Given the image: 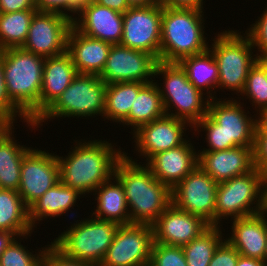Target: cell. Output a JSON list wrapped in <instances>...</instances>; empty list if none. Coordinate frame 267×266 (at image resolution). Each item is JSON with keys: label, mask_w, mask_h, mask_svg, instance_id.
Wrapping results in <instances>:
<instances>
[{"label": "cell", "mask_w": 267, "mask_h": 266, "mask_svg": "<svg viewBox=\"0 0 267 266\" xmlns=\"http://www.w3.org/2000/svg\"><path fill=\"white\" fill-rule=\"evenodd\" d=\"M74 140L68 156L57 155L60 181L78 190L83 196L94 192L102 183L114 176L117 162L124 151L105 140ZM115 147V148H114Z\"/></svg>", "instance_id": "cell-1"}, {"label": "cell", "mask_w": 267, "mask_h": 266, "mask_svg": "<svg viewBox=\"0 0 267 266\" xmlns=\"http://www.w3.org/2000/svg\"><path fill=\"white\" fill-rule=\"evenodd\" d=\"M127 155L124 151L115 166L114 176L124 188L130 224L151 226L172 204V189L156 179L145 164Z\"/></svg>", "instance_id": "cell-2"}, {"label": "cell", "mask_w": 267, "mask_h": 266, "mask_svg": "<svg viewBox=\"0 0 267 266\" xmlns=\"http://www.w3.org/2000/svg\"><path fill=\"white\" fill-rule=\"evenodd\" d=\"M232 99V100H231ZM218 100V101H217ZM235 98L209 100L207 114L192 128L205 131L209 148L199 151H221L238 146H254L257 115L249 116ZM253 117V118H252ZM255 118V119H254Z\"/></svg>", "instance_id": "cell-3"}, {"label": "cell", "mask_w": 267, "mask_h": 266, "mask_svg": "<svg viewBox=\"0 0 267 266\" xmlns=\"http://www.w3.org/2000/svg\"><path fill=\"white\" fill-rule=\"evenodd\" d=\"M3 74L9 100L27 117H40V93L45 58L13 47L1 50Z\"/></svg>", "instance_id": "cell-4"}, {"label": "cell", "mask_w": 267, "mask_h": 266, "mask_svg": "<svg viewBox=\"0 0 267 266\" xmlns=\"http://www.w3.org/2000/svg\"><path fill=\"white\" fill-rule=\"evenodd\" d=\"M203 11L163 7L160 61L179 63L182 59L203 53L209 48L207 37L204 36Z\"/></svg>", "instance_id": "cell-5"}, {"label": "cell", "mask_w": 267, "mask_h": 266, "mask_svg": "<svg viewBox=\"0 0 267 266\" xmlns=\"http://www.w3.org/2000/svg\"><path fill=\"white\" fill-rule=\"evenodd\" d=\"M75 222L50 244L67 258L99 266L120 225L94 216Z\"/></svg>", "instance_id": "cell-6"}, {"label": "cell", "mask_w": 267, "mask_h": 266, "mask_svg": "<svg viewBox=\"0 0 267 266\" xmlns=\"http://www.w3.org/2000/svg\"><path fill=\"white\" fill-rule=\"evenodd\" d=\"M155 76L164 81L157 85L167 116L183 119L193 127L207 114L210 98L188 80L179 63L158 61Z\"/></svg>", "instance_id": "cell-7"}, {"label": "cell", "mask_w": 267, "mask_h": 266, "mask_svg": "<svg viewBox=\"0 0 267 266\" xmlns=\"http://www.w3.org/2000/svg\"><path fill=\"white\" fill-rule=\"evenodd\" d=\"M106 84L99 75L77 74L71 84L57 100L34 122L28 121L27 127L40 128L48 119L61 117H103L105 109Z\"/></svg>", "instance_id": "cell-8"}, {"label": "cell", "mask_w": 267, "mask_h": 266, "mask_svg": "<svg viewBox=\"0 0 267 266\" xmlns=\"http://www.w3.org/2000/svg\"><path fill=\"white\" fill-rule=\"evenodd\" d=\"M227 30L218 32L208 49L219 70L217 90L229 89L238 95L243 91L250 69L257 62V54H253L254 47L245 33L243 36L237 30Z\"/></svg>", "instance_id": "cell-9"}, {"label": "cell", "mask_w": 267, "mask_h": 266, "mask_svg": "<svg viewBox=\"0 0 267 266\" xmlns=\"http://www.w3.org/2000/svg\"><path fill=\"white\" fill-rule=\"evenodd\" d=\"M263 211L264 174L256 167L246 174L218 183L214 212L215 226H219L222 219L230 217V220H233Z\"/></svg>", "instance_id": "cell-10"}, {"label": "cell", "mask_w": 267, "mask_h": 266, "mask_svg": "<svg viewBox=\"0 0 267 266\" xmlns=\"http://www.w3.org/2000/svg\"><path fill=\"white\" fill-rule=\"evenodd\" d=\"M160 3L130 7L123 13L121 45L150 53L160 61L161 18Z\"/></svg>", "instance_id": "cell-11"}, {"label": "cell", "mask_w": 267, "mask_h": 266, "mask_svg": "<svg viewBox=\"0 0 267 266\" xmlns=\"http://www.w3.org/2000/svg\"><path fill=\"white\" fill-rule=\"evenodd\" d=\"M152 245V226L120 225L99 266H148Z\"/></svg>", "instance_id": "cell-12"}, {"label": "cell", "mask_w": 267, "mask_h": 266, "mask_svg": "<svg viewBox=\"0 0 267 266\" xmlns=\"http://www.w3.org/2000/svg\"><path fill=\"white\" fill-rule=\"evenodd\" d=\"M71 27L72 19L63 14L37 11L22 48L44 58L61 55Z\"/></svg>", "instance_id": "cell-13"}, {"label": "cell", "mask_w": 267, "mask_h": 266, "mask_svg": "<svg viewBox=\"0 0 267 266\" xmlns=\"http://www.w3.org/2000/svg\"><path fill=\"white\" fill-rule=\"evenodd\" d=\"M158 59L121 44L111 46L105 67L99 77L105 84L118 82H154ZM149 78V79H148Z\"/></svg>", "instance_id": "cell-14"}, {"label": "cell", "mask_w": 267, "mask_h": 266, "mask_svg": "<svg viewBox=\"0 0 267 266\" xmlns=\"http://www.w3.org/2000/svg\"><path fill=\"white\" fill-rule=\"evenodd\" d=\"M218 183L197 166L172 188V203L185 212L202 217L214 225Z\"/></svg>", "instance_id": "cell-15"}, {"label": "cell", "mask_w": 267, "mask_h": 266, "mask_svg": "<svg viewBox=\"0 0 267 266\" xmlns=\"http://www.w3.org/2000/svg\"><path fill=\"white\" fill-rule=\"evenodd\" d=\"M59 181L57 154L32 148L23 157L18 193L28 208Z\"/></svg>", "instance_id": "cell-16"}, {"label": "cell", "mask_w": 267, "mask_h": 266, "mask_svg": "<svg viewBox=\"0 0 267 266\" xmlns=\"http://www.w3.org/2000/svg\"><path fill=\"white\" fill-rule=\"evenodd\" d=\"M187 127L193 129L187 121L167 115L144 124L132 133L135 151L147 162L153 155L183 144Z\"/></svg>", "instance_id": "cell-17"}, {"label": "cell", "mask_w": 267, "mask_h": 266, "mask_svg": "<svg viewBox=\"0 0 267 266\" xmlns=\"http://www.w3.org/2000/svg\"><path fill=\"white\" fill-rule=\"evenodd\" d=\"M151 226L153 243L183 247L210 225L202 217L185 212L172 203Z\"/></svg>", "instance_id": "cell-18"}, {"label": "cell", "mask_w": 267, "mask_h": 266, "mask_svg": "<svg viewBox=\"0 0 267 266\" xmlns=\"http://www.w3.org/2000/svg\"><path fill=\"white\" fill-rule=\"evenodd\" d=\"M77 15L72 20V26L82 34L112 45L121 43L123 13L93 0L81 7Z\"/></svg>", "instance_id": "cell-19"}, {"label": "cell", "mask_w": 267, "mask_h": 266, "mask_svg": "<svg viewBox=\"0 0 267 266\" xmlns=\"http://www.w3.org/2000/svg\"><path fill=\"white\" fill-rule=\"evenodd\" d=\"M254 146H238L221 151H198V166L220 183L252 171Z\"/></svg>", "instance_id": "cell-20"}, {"label": "cell", "mask_w": 267, "mask_h": 266, "mask_svg": "<svg viewBox=\"0 0 267 266\" xmlns=\"http://www.w3.org/2000/svg\"><path fill=\"white\" fill-rule=\"evenodd\" d=\"M190 139L178 147L153 155L146 166L161 183L171 189L198 166V152Z\"/></svg>", "instance_id": "cell-21"}, {"label": "cell", "mask_w": 267, "mask_h": 266, "mask_svg": "<svg viewBox=\"0 0 267 266\" xmlns=\"http://www.w3.org/2000/svg\"><path fill=\"white\" fill-rule=\"evenodd\" d=\"M267 212L231 220V234L226 240L240 255L264 260L267 244ZM231 236V237H230Z\"/></svg>", "instance_id": "cell-22"}, {"label": "cell", "mask_w": 267, "mask_h": 266, "mask_svg": "<svg viewBox=\"0 0 267 266\" xmlns=\"http://www.w3.org/2000/svg\"><path fill=\"white\" fill-rule=\"evenodd\" d=\"M111 46V43L90 38L72 26L67 38L66 52L77 73L100 75Z\"/></svg>", "instance_id": "cell-23"}, {"label": "cell", "mask_w": 267, "mask_h": 266, "mask_svg": "<svg viewBox=\"0 0 267 266\" xmlns=\"http://www.w3.org/2000/svg\"><path fill=\"white\" fill-rule=\"evenodd\" d=\"M77 74L67 52L45 58L40 93V116L57 100Z\"/></svg>", "instance_id": "cell-24"}, {"label": "cell", "mask_w": 267, "mask_h": 266, "mask_svg": "<svg viewBox=\"0 0 267 266\" xmlns=\"http://www.w3.org/2000/svg\"><path fill=\"white\" fill-rule=\"evenodd\" d=\"M81 196L78 190L64 185L61 181L56 183L29 207V222L33 229L43 218L60 217L68 214V211L74 216L75 213L71 209H74L73 206L76 205L77 199L80 201Z\"/></svg>", "instance_id": "cell-25"}, {"label": "cell", "mask_w": 267, "mask_h": 266, "mask_svg": "<svg viewBox=\"0 0 267 266\" xmlns=\"http://www.w3.org/2000/svg\"><path fill=\"white\" fill-rule=\"evenodd\" d=\"M14 128L8 125L0 133V188L18 191L22 160L32 148L14 139Z\"/></svg>", "instance_id": "cell-26"}, {"label": "cell", "mask_w": 267, "mask_h": 266, "mask_svg": "<svg viewBox=\"0 0 267 266\" xmlns=\"http://www.w3.org/2000/svg\"><path fill=\"white\" fill-rule=\"evenodd\" d=\"M114 180V181H113ZM113 181V182H112ZM97 195V205L92 216L115 222L119 225L130 224L129 210L126 202L124 188L115 177L102 183L93 193Z\"/></svg>", "instance_id": "cell-27"}, {"label": "cell", "mask_w": 267, "mask_h": 266, "mask_svg": "<svg viewBox=\"0 0 267 266\" xmlns=\"http://www.w3.org/2000/svg\"><path fill=\"white\" fill-rule=\"evenodd\" d=\"M0 230L13 232L25 239L34 232L29 222V208L18 191L0 188Z\"/></svg>", "instance_id": "cell-28"}, {"label": "cell", "mask_w": 267, "mask_h": 266, "mask_svg": "<svg viewBox=\"0 0 267 266\" xmlns=\"http://www.w3.org/2000/svg\"><path fill=\"white\" fill-rule=\"evenodd\" d=\"M156 82L147 83L138 93L131 106L129 115L121 122L122 125L131 127L134 132L140 126L150 123L153 120L164 117L165 109Z\"/></svg>", "instance_id": "cell-29"}, {"label": "cell", "mask_w": 267, "mask_h": 266, "mask_svg": "<svg viewBox=\"0 0 267 266\" xmlns=\"http://www.w3.org/2000/svg\"><path fill=\"white\" fill-rule=\"evenodd\" d=\"M179 64L185 70L188 80L197 89L202 92L206 91L205 94L210 99L217 98L212 93L218 87L219 70L215 58L209 49L203 53L186 57Z\"/></svg>", "instance_id": "cell-30"}, {"label": "cell", "mask_w": 267, "mask_h": 266, "mask_svg": "<svg viewBox=\"0 0 267 266\" xmlns=\"http://www.w3.org/2000/svg\"><path fill=\"white\" fill-rule=\"evenodd\" d=\"M147 83L118 82L106 85L104 119L113 123L121 122L129 115L139 91Z\"/></svg>", "instance_id": "cell-31"}, {"label": "cell", "mask_w": 267, "mask_h": 266, "mask_svg": "<svg viewBox=\"0 0 267 266\" xmlns=\"http://www.w3.org/2000/svg\"><path fill=\"white\" fill-rule=\"evenodd\" d=\"M37 11L0 13V51L23 46L28 36L31 20Z\"/></svg>", "instance_id": "cell-32"}, {"label": "cell", "mask_w": 267, "mask_h": 266, "mask_svg": "<svg viewBox=\"0 0 267 266\" xmlns=\"http://www.w3.org/2000/svg\"><path fill=\"white\" fill-rule=\"evenodd\" d=\"M222 225H210L197 238L183 246L188 266H208L213 254L224 240Z\"/></svg>", "instance_id": "cell-33"}, {"label": "cell", "mask_w": 267, "mask_h": 266, "mask_svg": "<svg viewBox=\"0 0 267 266\" xmlns=\"http://www.w3.org/2000/svg\"><path fill=\"white\" fill-rule=\"evenodd\" d=\"M240 95H244L255 106L256 113L267 110V75L264 69L256 62L249 74Z\"/></svg>", "instance_id": "cell-34"}, {"label": "cell", "mask_w": 267, "mask_h": 266, "mask_svg": "<svg viewBox=\"0 0 267 266\" xmlns=\"http://www.w3.org/2000/svg\"><path fill=\"white\" fill-rule=\"evenodd\" d=\"M18 241L16 238L4 250L0 257V266H41L42 256L49 245L43 246L42 250L38 249L34 254Z\"/></svg>", "instance_id": "cell-35"}, {"label": "cell", "mask_w": 267, "mask_h": 266, "mask_svg": "<svg viewBox=\"0 0 267 266\" xmlns=\"http://www.w3.org/2000/svg\"><path fill=\"white\" fill-rule=\"evenodd\" d=\"M148 266H188L183 247L153 243Z\"/></svg>", "instance_id": "cell-36"}, {"label": "cell", "mask_w": 267, "mask_h": 266, "mask_svg": "<svg viewBox=\"0 0 267 266\" xmlns=\"http://www.w3.org/2000/svg\"><path fill=\"white\" fill-rule=\"evenodd\" d=\"M28 122L27 117L9 100L3 74V54L0 51V117L9 125H14L16 117Z\"/></svg>", "instance_id": "cell-37"}, {"label": "cell", "mask_w": 267, "mask_h": 266, "mask_svg": "<svg viewBox=\"0 0 267 266\" xmlns=\"http://www.w3.org/2000/svg\"><path fill=\"white\" fill-rule=\"evenodd\" d=\"M265 10V11H264ZM263 10L261 17L258 21L252 23L245 34L250 38L254 48H257V56L267 55V7ZM260 52V53H259Z\"/></svg>", "instance_id": "cell-38"}, {"label": "cell", "mask_w": 267, "mask_h": 266, "mask_svg": "<svg viewBox=\"0 0 267 266\" xmlns=\"http://www.w3.org/2000/svg\"><path fill=\"white\" fill-rule=\"evenodd\" d=\"M35 4L38 11L60 13L72 20L74 19L73 16L76 17L78 13L73 0H35Z\"/></svg>", "instance_id": "cell-39"}, {"label": "cell", "mask_w": 267, "mask_h": 266, "mask_svg": "<svg viewBox=\"0 0 267 266\" xmlns=\"http://www.w3.org/2000/svg\"><path fill=\"white\" fill-rule=\"evenodd\" d=\"M240 254L224 239L215 250L208 266H236Z\"/></svg>", "instance_id": "cell-40"}, {"label": "cell", "mask_w": 267, "mask_h": 266, "mask_svg": "<svg viewBox=\"0 0 267 266\" xmlns=\"http://www.w3.org/2000/svg\"><path fill=\"white\" fill-rule=\"evenodd\" d=\"M253 155L254 166L267 174V131H255Z\"/></svg>", "instance_id": "cell-41"}, {"label": "cell", "mask_w": 267, "mask_h": 266, "mask_svg": "<svg viewBox=\"0 0 267 266\" xmlns=\"http://www.w3.org/2000/svg\"><path fill=\"white\" fill-rule=\"evenodd\" d=\"M41 266H96L87 262L73 260L63 256L51 244L45 249Z\"/></svg>", "instance_id": "cell-42"}, {"label": "cell", "mask_w": 267, "mask_h": 266, "mask_svg": "<svg viewBox=\"0 0 267 266\" xmlns=\"http://www.w3.org/2000/svg\"><path fill=\"white\" fill-rule=\"evenodd\" d=\"M37 10L35 0H0V13Z\"/></svg>", "instance_id": "cell-43"}, {"label": "cell", "mask_w": 267, "mask_h": 266, "mask_svg": "<svg viewBox=\"0 0 267 266\" xmlns=\"http://www.w3.org/2000/svg\"><path fill=\"white\" fill-rule=\"evenodd\" d=\"M159 3L163 7L167 8H192V9H200L203 8V0H159Z\"/></svg>", "instance_id": "cell-44"}, {"label": "cell", "mask_w": 267, "mask_h": 266, "mask_svg": "<svg viewBox=\"0 0 267 266\" xmlns=\"http://www.w3.org/2000/svg\"><path fill=\"white\" fill-rule=\"evenodd\" d=\"M94 1L121 13H125L130 8L126 0H94Z\"/></svg>", "instance_id": "cell-45"}, {"label": "cell", "mask_w": 267, "mask_h": 266, "mask_svg": "<svg viewBox=\"0 0 267 266\" xmlns=\"http://www.w3.org/2000/svg\"><path fill=\"white\" fill-rule=\"evenodd\" d=\"M22 239L18 237L15 233L7 231V230H0V257L4 250L16 239Z\"/></svg>", "instance_id": "cell-46"}, {"label": "cell", "mask_w": 267, "mask_h": 266, "mask_svg": "<svg viewBox=\"0 0 267 266\" xmlns=\"http://www.w3.org/2000/svg\"><path fill=\"white\" fill-rule=\"evenodd\" d=\"M236 266H267L264 261L240 255Z\"/></svg>", "instance_id": "cell-47"}, {"label": "cell", "mask_w": 267, "mask_h": 266, "mask_svg": "<svg viewBox=\"0 0 267 266\" xmlns=\"http://www.w3.org/2000/svg\"><path fill=\"white\" fill-rule=\"evenodd\" d=\"M255 131H267V110L258 113Z\"/></svg>", "instance_id": "cell-48"}, {"label": "cell", "mask_w": 267, "mask_h": 266, "mask_svg": "<svg viewBox=\"0 0 267 266\" xmlns=\"http://www.w3.org/2000/svg\"><path fill=\"white\" fill-rule=\"evenodd\" d=\"M130 7L148 6L159 3V0H126Z\"/></svg>", "instance_id": "cell-49"}, {"label": "cell", "mask_w": 267, "mask_h": 266, "mask_svg": "<svg viewBox=\"0 0 267 266\" xmlns=\"http://www.w3.org/2000/svg\"><path fill=\"white\" fill-rule=\"evenodd\" d=\"M257 63L264 69L267 75V55L266 56H257Z\"/></svg>", "instance_id": "cell-50"}, {"label": "cell", "mask_w": 267, "mask_h": 266, "mask_svg": "<svg viewBox=\"0 0 267 266\" xmlns=\"http://www.w3.org/2000/svg\"><path fill=\"white\" fill-rule=\"evenodd\" d=\"M264 211L267 212V174L264 175Z\"/></svg>", "instance_id": "cell-51"}, {"label": "cell", "mask_w": 267, "mask_h": 266, "mask_svg": "<svg viewBox=\"0 0 267 266\" xmlns=\"http://www.w3.org/2000/svg\"><path fill=\"white\" fill-rule=\"evenodd\" d=\"M93 0H73L74 2V6L79 10L81 7H83L84 5L89 4L90 2H92Z\"/></svg>", "instance_id": "cell-52"}, {"label": "cell", "mask_w": 267, "mask_h": 266, "mask_svg": "<svg viewBox=\"0 0 267 266\" xmlns=\"http://www.w3.org/2000/svg\"><path fill=\"white\" fill-rule=\"evenodd\" d=\"M9 124L3 120L1 117H0V133L8 126Z\"/></svg>", "instance_id": "cell-53"}, {"label": "cell", "mask_w": 267, "mask_h": 266, "mask_svg": "<svg viewBox=\"0 0 267 266\" xmlns=\"http://www.w3.org/2000/svg\"><path fill=\"white\" fill-rule=\"evenodd\" d=\"M263 261L267 265V244H266V252H265V256H264V260Z\"/></svg>", "instance_id": "cell-54"}]
</instances>
